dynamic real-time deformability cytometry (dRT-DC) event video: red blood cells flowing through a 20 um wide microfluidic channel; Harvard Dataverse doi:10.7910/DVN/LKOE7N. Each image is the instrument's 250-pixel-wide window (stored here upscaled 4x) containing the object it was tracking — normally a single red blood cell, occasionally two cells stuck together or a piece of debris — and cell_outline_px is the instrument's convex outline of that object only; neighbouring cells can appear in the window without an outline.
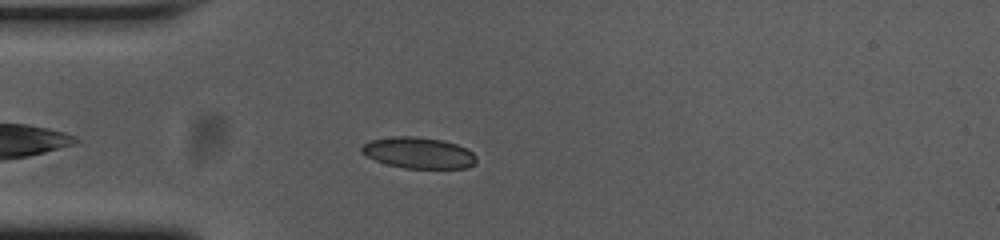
{"species": "common noctule bat (a hibernating species)", "species_latin": "Nyctalus noctula", "temperature_condition": "cold", "stored_images_in_passage": 44, "camera_frame_rate_fps": 3000, "um_per_image_px": 0.085, "animal": {"sex": "female", "body_mass_g": 23.0, "forearm_length_mm": 53.4}, "frame": {"image": 1, "passage_image": 8, "time_ms": 2.333, "image_size_px": [1000, 240], "cell_outline_px": [[476, 164], [468, 168], [404, 168], [388, 164], [376, 160], [360, 152], [360, 148], [368, 140], [396, 136], [416, 136], [444, 140], [456, 144], [472, 152], [476, 156]], "centroid_in_image_um": [35.58, 12.98], "position_along_channel_um": 49.4, "area_um2": 20.87}}
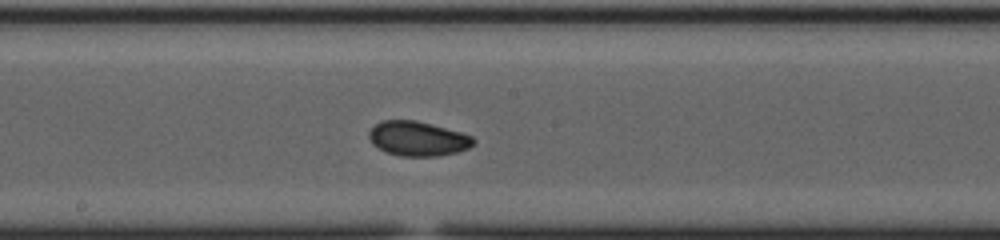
{"frame": {"image": 2, "passage_image": 22, "time_ms": 7.0, "image_size_px": [1000, 240], "cell_outline_px": [[476, 144], [468, 148], [456, 152], [440, 156], [400, 156], [376, 148], [372, 144], [368, 136], [368, 132], [380, 120], [416, 120], [432, 124], [460, 132], [472, 136], [476, 140]], "centroid_in_image_um": [35.51, 11.78], "position_along_channel_um": 212.7, "area_um2": 21.21}}
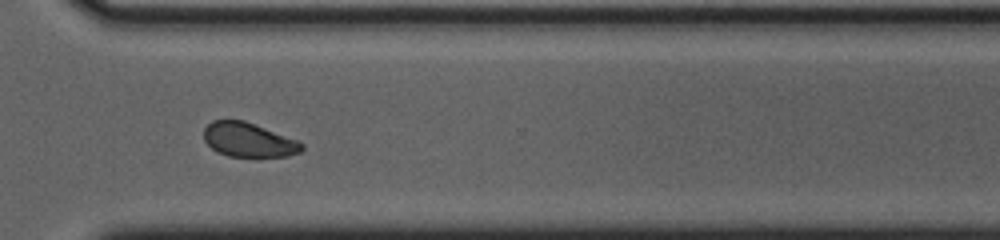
{"frame": {"image": 3, "passage_image": 33, "time_ms": 10.667, "image_size_px": [1000, 240], "cell_outline_px": [[304, 148], [300, 152], [288, 156], [228, 156], [216, 152], [204, 140], [204, 128], [212, 120], [244, 120], [296, 140], [304, 144]], "centroid_in_image_um": [21.1, 11.89], "position_along_channel_um": 349.5, "area_um2": 19.36}, "authors_computed_cell_mechanics": {"area_um2": 20.0277, "velocity_mm_per_s": 3.7292, "shape_relaxation_time_tau1_ms": 2.1537, "shape_relaxation_time_tau2_ms": 2.6743, "deformation_change_tau1": 0.0885, "deformation_change_tau2": 0.0617}}